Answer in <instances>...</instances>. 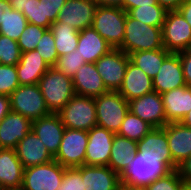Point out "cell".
I'll return each instance as SVG.
<instances>
[{
    "label": "cell",
    "instance_id": "cell-1",
    "mask_svg": "<svg viewBox=\"0 0 191 190\" xmlns=\"http://www.w3.org/2000/svg\"><path fill=\"white\" fill-rule=\"evenodd\" d=\"M171 170L162 157L150 152H137L131 165L121 175L122 189L141 190Z\"/></svg>",
    "mask_w": 191,
    "mask_h": 190
},
{
    "label": "cell",
    "instance_id": "cell-2",
    "mask_svg": "<svg viewBox=\"0 0 191 190\" xmlns=\"http://www.w3.org/2000/svg\"><path fill=\"white\" fill-rule=\"evenodd\" d=\"M162 48V27L150 26L126 15L123 43L118 49L129 55Z\"/></svg>",
    "mask_w": 191,
    "mask_h": 190
},
{
    "label": "cell",
    "instance_id": "cell-3",
    "mask_svg": "<svg viewBox=\"0 0 191 190\" xmlns=\"http://www.w3.org/2000/svg\"><path fill=\"white\" fill-rule=\"evenodd\" d=\"M38 86L50 113H59L75 95L72 79L54 67L40 78Z\"/></svg>",
    "mask_w": 191,
    "mask_h": 190
},
{
    "label": "cell",
    "instance_id": "cell-4",
    "mask_svg": "<svg viewBox=\"0 0 191 190\" xmlns=\"http://www.w3.org/2000/svg\"><path fill=\"white\" fill-rule=\"evenodd\" d=\"M97 126L117 134L126 114L128 101L118 91H108L94 98Z\"/></svg>",
    "mask_w": 191,
    "mask_h": 190
},
{
    "label": "cell",
    "instance_id": "cell-5",
    "mask_svg": "<svg viewBox=\"0 0 191 190\" xmlns=\"http://www.w3.org/2000/svg\"><path fill=\"white\" fill-rule=\"evenodd\" d=\"M127 12L121 7L98 6L92 27L113 47L118 49L124 38Z\"/></svg>",
    "mask_w": 191,
    "mask_h": 190
},
{
    "label": "cell",
    "instance_id": "cell-6",
    "mask_svg": "<svg viewBox=\"0 0 191 190\" xmlns=\"http://www.w3.org/2000/svg\"><path fill=\"white\" fill-rule=\"evenodd\" d=\"M65 128L89 131L97 126L96 106L93 97L74 95L59 111Z\"/></svg>",
    "mask_w": 191,
    "mask_h": 190
},
{
    "label": "cell",
    "instance_id": "cell-7",
    "mask_svg": "<svg viewBox=\"0 0 191 190\" xmlns=\"http://www.w3.org/2000/svg\"><path fill=\"white\" fill-rule=\"evenodd\" d=\"M11 111L31 121L50 114L38 84L20 85L10 96Z\"/></svg>",
    "mask_w": 191,
    "mask_h": 190
},
{
    "label": "cell",
    "instance_id": "cell-8",
    "mask_svg": "<svg viewBox=\"0 0 191 190\" xmlns=\"http://www.w3.org/2000/svg\"><path fill=\"white\" fill-rule=\"evenodd\" d=\"M65 170L66 167L56 160L24 168L20 190H57L62 183Z\"/></svg>",
    "mask_w": 191,
    "mask_h": 190
},
{
    "label": "cell",
    "instance_id": "cell-9",
    "mask_svg": "<svg viewBox=\"0 0 191 190\" xmlns=\"http://www.w3.org/2000/svg\"><path fill=\"white\" fill-rule=\"evenodd\" d=\"M162 41L164 48L170 53H179L190 49V24L177 10L167 11L162 25Z\"/></svg>",
    "mask_w": 191,
    "mask_h": 190
},
{
    "label": "cell",
    "instance_id": "cell-10",
    "mask_svg": "<svg viewBox=\"0 0 191 190\" xmlns=\"http://www.w3.org/2000/svg\"><path fill=\"white\" fill-rule=\"evenodd\" d=\"M87 143V131L65 128L59 151L54 160L66 168L84 165Z\"/></svg>",
    "mask_w": 191,
    "mask_h": 190
},
{
    "label": "cell",
    "instance_id": "cell-11",
    "mask_svg": "<svg viewBox=\"0 0 191 190\" xmlns=\"http://www.w3.org/2000/svg\"><path fill=\"white\" fill-rule=\"evenodd\" d=\"M129 60V55L124 51L112 49L95 62L97 72L108 91H119Z\"/></svg>",
    "mask_w": 191,
    "mask_h": 190
},
{
    "label": "cell",
    "instance_id": "cell-12",
    "mask_svg": "<svg viewBox=\"0 0 191 190\" xmlns=\"http://www.w3.org/2000/svg\"><path fill=\"white\" fill-rule=\"evenodd\" d=\"M129 111L146 121L153 128L168 124L161 94L152 91L139 98L128 101Z\"/></svg>",
    "mask_w": 191,
    "mask_h": 190
},
{
    "label": "cell",
    "instance_id": "cell-13",
    "mask_svg": "<svg viewBox=\"0 0 191 190\" xmlns=\"http://www.w3.org/2000/svg\"><path fill=\"white\" fill-rule=\"evenodd\" d=\"M87 132L85 165L108 166L115 134L100 126H94Z\"/></svg>",
    "mask_w": 191,
    "mask_h": 190
},
{
    "label": "cell",
    "instance_id": "cell-14",
    "mask_svg": "<svg viewBox=\"0 0 191 190\" xmlns=\"http://www.w3.org/2000/svg\"><path fill=\"white\" fill-rule=\"evenodd\" d=\"M98 5L94 0H66L55 22H63L77 31L92 27Z\"/></svg>",
    "mask_w": 191,
    "mask_h": 190
},
{
    "label": "cell",
    "instance_id": "cell-15",
    "mask_svg": "<svg viewBox=\"0 0 191 190\" xmlns=\"http://www.w3.org/2000/svg\"><path fill=\"white\" fill-rule=\"evenodd\" d=\"M32 131L43 142L48 152L55 157L65 132V126L58 113H50L32 121Z\"/></svg>",
    "mask_w": 191,
    "mask_h": 190
},
{
    "label": "cell",
    "instance_id": "cell-16",
    "mask_svg": "<svg viewBox=\"0 0 191 190\" xmlns=\"http://www.w3.org/2000/svg\"><path fill=\"white\" fill-rule=\"evenodd\" d=\"M153 88L159 94L186 85L178 53H170L163 61L157 75L152 79Z\"/></svg>",
    "mask_w": 191,
    "mask_h": 190
},
{
    "label": "cell",
    "instance_id": "cell-17",
    "mask_svg": "<svg viewBox=\"0 0 191 190\" xmlns=\"http://www.w3.org/2000/svg\"><path fill=\"white\" fill-rule=\"evenodd\" d=\"M32 130V121L21 114L10 111L0 122V148L15 149Z\"/></svg>",
    "mask_w": 191,
    "mask_h": 190
},
{
    "label": "cell",
    "instance_id": "cell-18",
    "mask_svg": "<svg viewBox=\"0 0 191 190\" xmlns=\"http://www.w3.org/2000/svg\"><path fill=\"white\" fill-rule=\"evenodd\" d=\"M84 190H122L121 176L109 166L82 165Z\"/></svg>",
    "mask_w": 191,
    "mask_h": 190
},
{
    "label": "cell",
    "instance_id": "cell-19",
    "mask_svg": "<svg viewBox=\"0 0 191 190\" xmlns=\"http://www.w3.org/2000/svg\"><path fill=\"white\" fill-rule=\"evenodd\" d=\"M170 153L173 159V169L191 156V129L181 123H168L164 126Z\"/></svg>",
    "mask_w": 191,
    "mask_h": 190
},
{
    "label": "cell",
    "instance_id": "cell-20",
    "mask_svg": "<svg viewBox=\"0 0 191 190\" xmlns=\"http://www.w3.org/2000/svg\"><path fill=\"white\" fill-rule=\"evenodd\" d=\"M15 151L24 168L46 164L54 160V157L32 130L19 141Z\"/></svg>",
    "mask_w": 191,
    "mask_h": 190
},
{
    "label": "cell",
    "instance_id": "cell-21",
    "mask_svg": "<svg viewBox=\"0 0 191 190\" xmlns=\"http://www.w3.org/2000/svg\"><path fill=\"white\" fill-rule=\"evenodd\" d=\"M23 174L15 149L0 148V190H20Z\"/></svg>",
    "mask_w": 191,
    "mask_h": 190
},
{
    "label": "cell",
    "instance_id": "cell-22",
    "mask_svg": "<svg viewBox=\"0 0 191 190\" xmlns=\"http://www.w3.org/2000/svg\"><path fill=\"white\" fill-rule=\"evenodd\" d=\"M75 95L97 97L108 92L95 63H85L72 78Z\"/></svg>",
    "mask_w": 191,
    "mask_h": 190
},
{
    "label": "cell",
    "instance_id": "cell-23",
    "mask_svg": "<svg viewBox=\"0 0 191 190\" xmlns=\"http://www.w3.org/2000/svg\"><path fill=\"white\" fill-rule=\"evenodd\" d=\"M168 123H180L191 110V86H183L161 94Z\"/></svg>",
    "mask_w": 191,
    "mask_h": 190
},
{
    "label": "cell",
    "instance_id": "cell-24",
    "mask_svg": "<svg viewBox=\"0 0 191 190\" xmlns=\"http://www.w3.org/2000/svg\"><path fill=\"white\" fill-rule=\"evenodd\" d=\"M76 49L86 63H95L113 47L93 27H88L79 31Z\"/></svg>",
    "mask_w": 191,
    "mask_h": 190
},
{
    "label": "cell",
    "instance_id": "cell-25",
    "mask_svg": "<svg viewBox=\"0 0 191 190\" xmlns=\"http://www.w3.org/2000/svg\"><path fill=\"white\" fill-rule=\"evenodd\" d=\"M154 91L152 79L130 60L119 93L127 100L139 98Z\"/></svg>",
    "mask_w": 191,
    "mask_h": 190
},
{
    "label": "cell",
    "instance_id": "cell-26",
    "mask_svg": "<svg viewBox=\"0 0 191 190\" xmlns=\"http://www.w3.org/2000/svg\"><path fill=\"white\" fill-rule=\"evenodd\" d=\"M16 67L20 85L38 84L40 78L50 68L36 49L22 53Z\"/></svg>",
    "mask_w": 191,
    "mask_h": 190
},
{
    "label": "cell",
    "instance_id": "cell-27",
    "mask_svg": "<svg viewBox=\"0 0 191 190\" xmlns=\"http://www.w3.org/2000/svg\"><path fill=\"white\" fill-rule=\"evenodd\" d=\"M137 152V142L115 134L108 166L121 176L131 165Z\"/></svg>",
    "mask_w": 191,
    "mask_h": 190
},
{
    "label": "cell",
    "instance_id": "cell-28",
    "mask_svg": "<svg viewBox=\"0 0 191 190\" xmlns=\"http://www.w3.org/2000/svg\"><path fill=\"white\" fill-rule=\"evenodd\" d=\"M138 152H150L158 155L173 169V159L164 127L153 128L143 139L137 142Z\"/></svg>",
    "mask_w": 191,
    "mask_h": 190
},
{
    "label": "cell",
    "instance_id": "cell-29",
    "mask_svg": "<svg viewBox=\"0 0 191 190\" xmlns=\"http://www.w3.org/2000/svg\"><path fill=\"white\" fill-rule=\"evenodd\" d=\"M170 54L165 48L145 50L129 54L130 61L153 79L164 59Z\"/></svg>",
    "mask_w": 191,
    "mask_h": 190
},
{
    "label": "cell",
    "instance_id": "cell-30",
    "mask_svg": "<svg viewBox=\"0 0 191 190\" xmlns=\"http://www.w3.org/2000/svg\"><path fill=\"white\" fill-rule=\"evenodd\" d=\"M50 30L54 35L55 47L59 57L76 50L78 46L79 31L74 27L63 22H54L52 23Z\"/></svg>",
    "mask_w": 191,
    "mask_h": 190
},
{
    "label": "cell",
    "instance_id": "cell-31",
    "mask_svg": "<svg viewBox=\"0 0 191 190\" xmlns=\"http://www.w3.org/2000/svg\"><path fill=\"white\" fill-rule=\"evenodd\" d=\"M152 129L153 127H151L146 121H143L141 118L129 111L126 114L117 134L132 141L138 142L143 139Z\"/></svg>",
    "mask_w": 191,
    "mask_h": 190
},
{
    "label": "cell",
    "instance_id": "cell-32",
    "mask_svg": "<svg viewBox=\"0 0 191 190\" xmlns=\"http://www.w3.org/2000/svg\"><path fill=\"white\" fill-rule=\"evenodd\" d=\"M127 14L150 26L162 27L167 10L160 5H145L128 9Z\"/></svg>",
    "mask_w": 191,
    "mask_h": 190
},
{
    "label": "cell",
    "instance_id": "cell-33",
    "mask_svg": "<svg viewBox=\"0 0 191 190\" xmlns=\"http://www.w3.org/2000/svg\"><path fill=\"white\" fill-rule=\"evenodd\" d=\"M27 24L24 14L13 9L0 24V34L17 41Z\"/></svg>",
    "mask_w": 191,
    "mask_h": 190
},
{
    "label": "cell",
    "instance_id": "cell-34",
    "mask_svg": "<svg viewBox=\"0 0 191 190\" xmlns=\"http://www.w3.org/2000/svg\"><path fill=\"white\" fill-rule=\"evenodd\" d=\"M186 187L178 169H172L166 175L153 180L141 190H183Z\"/></svg>",
    "mask_w": 191,
    "mask_h": 190
},
{
    "label": "cell",
    "instance_id": "cell-35",
    "mask_svg": "<svg viewBox=\"0 0 191 190\" xmlns=\"http://www.w3.org/2000/svg\"><path fill=\"white\" fill-rule=\"evenodd\" d=\"M46 30L47 29H45L41 26H37L35 24L28 23L26 25L23 33L17 40V43L19 45L21 52L25 53V52L36 49L37 44L39 43L43 33Z\"/></svg>",
    "mask_w": 191,
    "mask_h": 190
},
{
    "label": "cell",
    "instance_id": "cell-36",
    "mask_svg": "<svg viewBox=\"0 0 191 190\" xmlns=\"http://www.w3.org/2000/svg\"><path fill=\"white\" fill-rule=\"evenodd\" d=\"M21 50L16 40L0 34V62L5 65H17L21 58Z\"/></svg>",
    "mask_w": 191,
    "mask_h": 190
},
{
    "label": "cell",
    "instance_id": "cell-37",
    "mask_svg": "<svg viewBox=\"0 0 191 190\" xmlns=\"http://www.w3.org/2000/svg\"><path fill=\"white\" fill-rule=\"evenodd\" d=\"M85 63L83 57L79 55L78 50L76 49L66 55L58 57V60L53 67L72 79L78 69Z\"/></svg>",
    "mask_w": 191,
    "mask_h": 190
},
{
    "label": "cell",
    "instance_id": "cell-38",
    "mask_svg": "<svg viewBox=\"0 0 191 190\" xmlns=\"http://www.w3.org/2000/svg\"><path fill=\"white\" fill-rule=\"evenodd\" d=\"M36 50L50 67H53L56 64L59 56L55 47L54 35L50 29H47L43 33L39 43L36 46Z\"/></svg>",
    "mask_w": 191,
    "mask_h": 190
},
{
    "label": "cell",
    "instance_id": "cell-39",
    "mask_svg": "<svg viewBox=\"0 0 191 190\" xmlns=\"http://www.w3.org/2000/svg\"><path fill=\"white\" fill-rule=\"evenodd\" d=\"M19 86L16 65L0 64V95L10 96Z\"/></svg>",
    "mask_w": 191,
    "mask_h": 190
},
{
    "label": "cell",
    "instance_id": "cell-40",
    "mask_svg": "<svg viewBox=\"0 0 191 190\" xmlns=\"http://www.w3.org/2000/svg\"><path fill=\"white\" fill-rule=\"evenodd\" d=\"M40 2L43 10V28L50 29L52 23L57 21L66 0H40Z\"/></svg>",
    "mask_w": 191,
    "mask_h": 190
},
{
    "label": "cell",
    "instance_id": "cell-41",
    "mask_svg": "<svg viewBox=\"0 0 191 190\" xmlns=\"http://www.w3.org/2000/svg\"><path fill=\"white\" fill-rule=\"evenodd\" d=\"M57 190H84L82 166L66 168L63 180Z\"/></svg>",
    "mask_w": 191,
    "mask_h": 190
},
{
    "label": "cell",
    "instance_id": "cell-42",
    "mask_svg": "<svg viewBox=\"0 0 191 190\" xmlns=\"http://www.w3.org/2000/svg\"><path fill=\"white\" fill-rule=\"evenodd\" d=\"M22 13L28 23L43 27V10L40 0H25Z\"/></svg>",
    "mask_w": 191,
    "mask_h": 190
},
{
    "label": "cell",
    "instance_id": "cell-43",
    "mask_svg": "<svg viewBox=\"0 0 191 190\" xmlns=\"http://www.w3.org/2000/svg\"><path fill=\"white\" fill-rule=\"evenodd\" d=\"M183 68L185 83L191 86V49L178 53Z\"/></svg>",
    "mask_w": 191,
    "mask_h": 190
},
{
    "label": "cell",
    "instance_id": "cell-44",
    "mask_svg": "<svg viewBox=\"0 0 191 190\" xmlns=\"http://www.w3.org/2000/svg\"><path fill=\"white\" fill-rule=\"evenodd\" d=\"M178 171L186 187H191V156L178 166Z\"/></svg>",
    "mask_w": 191,
    "mask_h": 190
},
{
    "label": "cell",
    "instance_id": "cell-45",
    "mask_svg": "<svg viewBox=\"0 0 191 190\" xmlns=\"http://www.w3.org/2000/svg\"><path fill=\"white\" fill-rule=\"evenodd\" d=\"M145 5H159L157 0H123L122 9L127 11L128 9L136 8Z\"/></svg>",
    "mask_w": 191,
    "mask_h": 190
},
{
    "label": "cell",
    "instance_id": "cell-46",
    "mask_svg": "<svg viewBox=\"0 0 191 190\" xmlns=\"http://www.w3.org/2000/svg\"><path fill=\"white\" fill-rule=\"evenodd\" d=\"M177 11L185 18L191 27V0H184Z\"/></svg>",
    "mask_w": 191,
    "mask_h": 190
},
{
    "label": "cell",
    "instance_id": "cell-47",
    "mask_svg": "<svg viewBox=\"0 0 191 190\" xmlns=\"http://www.w3.org/2000/svg\"><path fill=\"white\" fill-rule=\"evenodd\" d=\"M11 111L9 96L0 95V122Z\"/></svg>",
    "mask_w": 191,
    "mask_h": 190
},
{
    "label": "cell",
    "instance_id": "cell-48",
    "mask_svg": "<svg viewBox=\"0 0 191 190\" xmlns=\"http://www.w3.org/2000/svg\"><path fill=\"white\" fill-rule=\"evenodd\" d=\"M184 0H157V3L167 11L177 10Z\"/></svg>",
    "mask_w": 191,
    "mask_h": 190
},
{
    "label": "cell",
    "instance_id": "cell-49",
    "mask_svg": "<svg viewBox=\"0 0 191 190\" xmlns=\"http://www.w3.org/2000/svg\"><path fill=\"white\" fill-rule=\"evenodd\" d=\"M12 10L13 9L7 0H0V24Z\"/></svg>",
    "mask_w": 191,
    "mask_h": 190
},
{
    "label": "cell",
    "instance_id": "cell-50",
    "mask_svg": "<svg viewBox=\"0 0 191 190\" xmlns=\"http://www.w3.org/2000/svg\"><path fill=\"white\" fill-rule=\"evenodd\" d=\"M98 6H116L122 8L123 0H94Z\"/></svg>",
    "mask_w": 191,
    "mask_h": 190
},
{
    "label": "cell",
    "instance_id": "cell-51",
    "mask_svg": "<svg viewBox=\"0 0 191 190\" xmlns=\"http://www.w3.org/2000/svg\"><path fill=\"white\" fill-rule=\"evenodd\" d=\"M12 9L23 12L25 0H7Z\"/></svg>",
    "mask_w": 191,
    "mask_h": 190
},
{
    "label": "cell",
    "instance_id": "cell-52",
    "mask_svg": "<svg viewBox=\"0 0 191 190\" xmlns=\"http://www.w3.org/2000/svg\"><path fill=\"white\" fill-rule=\"evenodd\" d=\"M183 126L191 129V110L187 113V115L180 122Z\"/></svg>",
    "mask_w": 191,
    "mask_h": 190
},
{
    "label": "cell",
    "instance_id": "cell-53",
    "mask_svg": "<svg viewBox=\"0 0 191 190\" xmlns=\"http://www.w3.org/2000/svg\"><path fill=\"white\" fill-rule=\"evenodd\" d=\"M183 190H191V187H185Z\"/></svg>",
    "mask_w": 191,
    "mask_h": 190
}]
</instances>
